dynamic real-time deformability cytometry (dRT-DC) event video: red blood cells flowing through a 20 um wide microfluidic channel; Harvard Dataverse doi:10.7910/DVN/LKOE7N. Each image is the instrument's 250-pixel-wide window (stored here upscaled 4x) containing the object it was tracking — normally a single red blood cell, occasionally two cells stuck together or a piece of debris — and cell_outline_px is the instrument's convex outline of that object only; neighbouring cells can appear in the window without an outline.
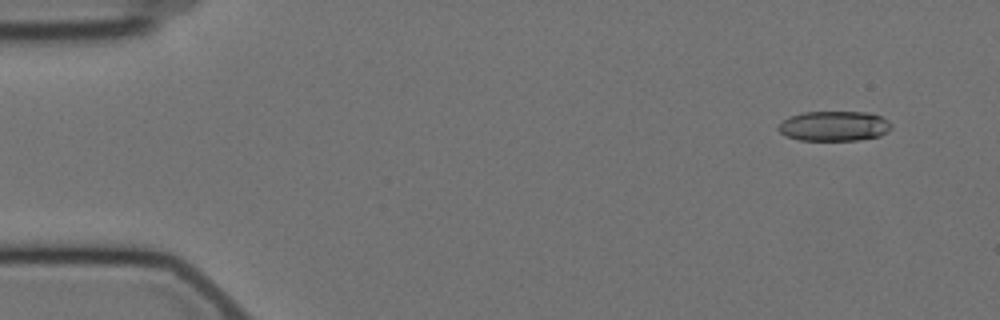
{"species": "Egyptian fruit bat (a non-hibernating species)", "species_latin": "Rousettus aegyptiacus", "temperature_condition": "cold", "stored_images_in_passage": 55, "camera_frame_rate_fps": 3000, "um_per_image_px": 0.085, "animal": {"sex": "female"}, "frame": {"image": 1, "passage_image": 2, "time_ms": 0.333, "image_size_px": [1000, 320], "cell_outline_px": [[892, 128], [888, 132], [880, 136], [860, 140], [800, 140], [784, 136], [776, 128], [788, 116], [804, 112], [868, 112], [880, 116], [888, 120], [892, 124]], "centroid_in_image_um": [70.91, 10.72], "position_along_channel_um": 14.1, "area_um2": 19.94}}
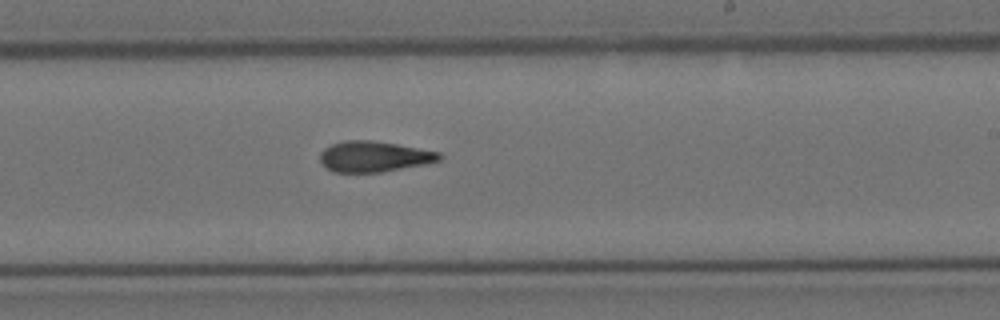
{"frame": {"image": 2, "passage_image": 32, "time_ms": 10.333, "image_size_px": [1000, 320], "cell_outline_px": [[444, 156], [440, 160], [428, 164], [380, 172], [332, 172], [320, 160], [320, 152], [324, 148], [332, 144], [348, 140], [372, 140], [396, 144], [440, 152]], "centroid_in_image_um": [31.82, 13.31], "position_along_channel_um": 257.2, "area_um2": 21.33}}
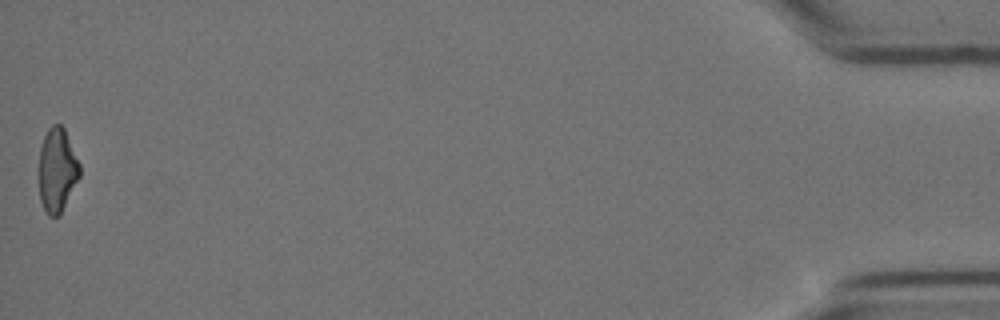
{"frame": {"image": 3, "passage_image": 55, "time_ms": 18.0, "image_size_px": [1000, 320], "cell_outline_px": [[80, 176], [60, 216], [48, 216], [40, 200], [40, 148], [44, 136], [48, 128], [52, 124], [60, 124], [64, 128], [80, 164]], "centroid_in_image_um": [4.87, 14.46], "position_along_channel_um": 430.3, "area_um2": 19.83}, "authors_computed_cell_mechanics": {"area_um2": 21.2704, "velocity_mm_per_s": 3.5268, "shape_relaxation_time_tau1_ms": null, "shape_relaxation_time_tau2_ms": 5.8315, "deformation_change_tau1": null, "deformation_change_tau2": 0.1487}}